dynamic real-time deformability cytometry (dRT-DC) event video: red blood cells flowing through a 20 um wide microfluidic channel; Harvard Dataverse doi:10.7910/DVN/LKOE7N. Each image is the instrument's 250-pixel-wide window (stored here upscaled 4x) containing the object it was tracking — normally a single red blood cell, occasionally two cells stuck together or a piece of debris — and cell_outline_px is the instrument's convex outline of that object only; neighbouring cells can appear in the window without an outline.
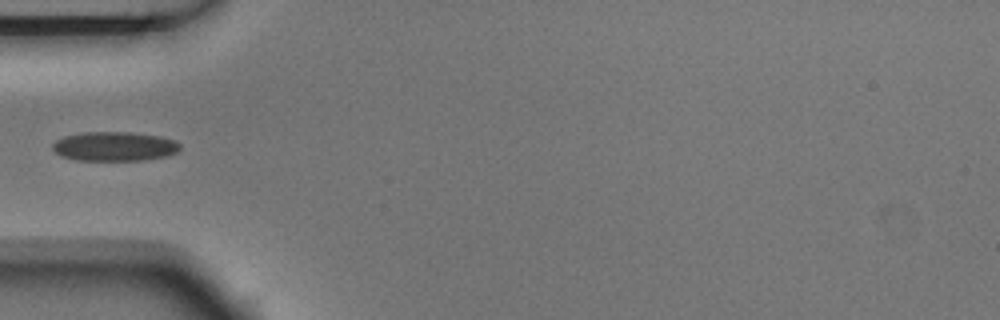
{"species": "Egyptian fruit bat (a non-hibernating species)", "species_latin": "Rousettus aegyptiacus", "temperature_condition": "room temperature", "stored_images_in_passage": 6, "camera_frame_rate_fps": 3000, "um_per_image_px": 0.085, "animal": {"sex": "male"}, "frame": {"image": 1, "passage_image": 5, "time_ms": 1.333, "image_size_px": [1000, 320], "cell_outline_px": [[180, 148], [176, 152], [168, 156], [144, 160], [76, 160], [60, 156], [52, 148], [52, 144], [56, 140], [64, 136], [84, 132], [128, 132], [160, 136], [176, 140], [180, 144]], "centroid_in_image_um": [9.73, 12.44], "position_along_channel_um": 75.3, "area_um2": 21.85}}
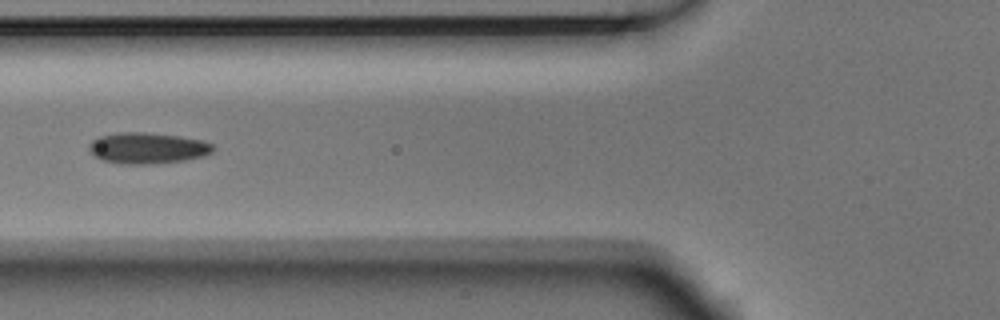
{"frame": {"image": 2, "passage_image": 6, "time_ms": 1.667, "image_size_px": [1000, 320], "cell_outline_px": [[216, 148], [212, 152], [204, 156], [184, 160], [148, 164], [120, 164], [104, 160], [96, 156], [88, 148], [88, 144], [92, 140], [100, 136], [120, 132], [144, 132], [180, 136], [204, 140], [212, 144]], "centroid_in_image_um": [12.57, 12.58], "position_along_channel_um": 113.2, "area_um2": 22.48}}